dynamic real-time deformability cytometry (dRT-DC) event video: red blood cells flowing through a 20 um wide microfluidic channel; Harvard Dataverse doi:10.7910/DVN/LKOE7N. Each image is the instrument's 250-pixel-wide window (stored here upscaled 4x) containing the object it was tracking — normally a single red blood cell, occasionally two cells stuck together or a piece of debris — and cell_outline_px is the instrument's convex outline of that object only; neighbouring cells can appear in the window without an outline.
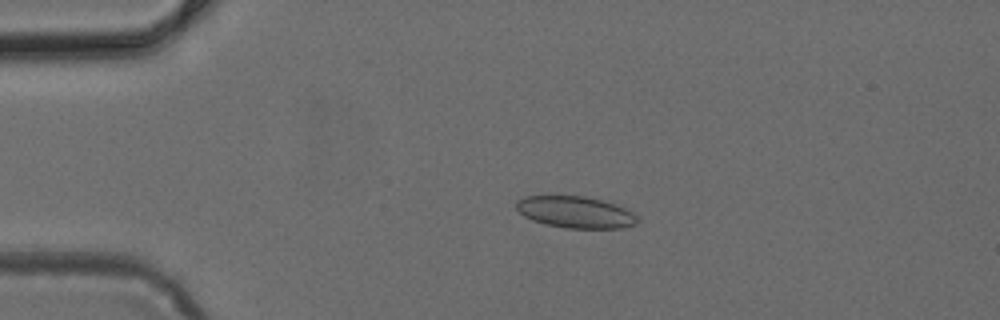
{"species": "common noctule bat (a hibernating species)", "species_latin": "Nyctalus noctula", "temperature_condition": "cold", "stored_images_in_passage": 40, "camera_frame_rate_fps": 3000, "um_per_image_px": 0.085, "animal": {"sex": "female", "body_mass_g": 24.6, "forearm_length_mm": 56.2}, "frame": {"image": 1, "passage_image": 2, "time_ms": 0.333, "image_size_px": [1000, 320], "cell_outline_px": [[636, 224], [624, 228], [564, 228], [544, 224], [532, 220], [524, 216], [516, 208], [516, 200], [524, 196], [584, 196], [604, 200], [616, 204], [632, 212], [636, 216]], "centroid_in_image_um": [48.89, 18.03], "position_along_channel_um": 36.1, "area_um2": 22.43}}
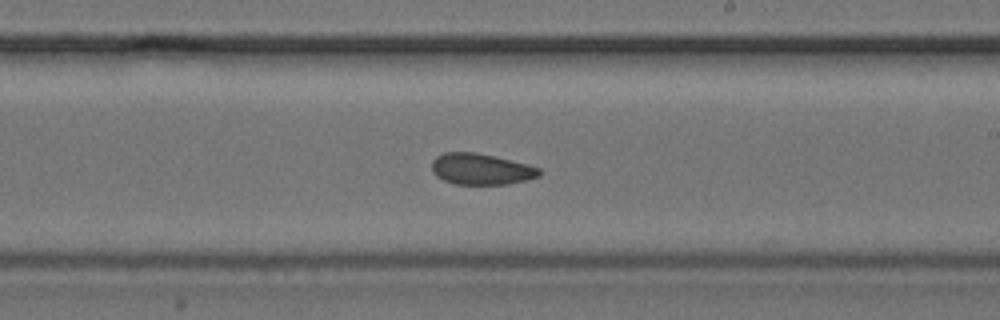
{"frame": {"image": 2, "passage_image": 20, "time_ms": 6.333, "image_size_px": [1000, 320], "cell_outline_px": [[544, 172], [540, 176], [508, 184], [456, 184], [444, 180], [436, 176], [432, 172], [432, 160], [436, 156], [444, 152], [476, 152], [528, 164], [540, 168]], "centroid_in_image_um": [40.9, 14.37], "position_along_channel_um": 248.1, "area_um2": 19.59}}
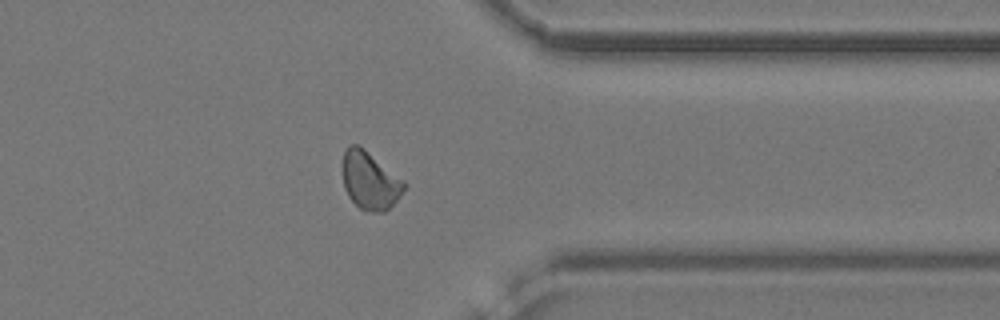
{"frame": {"image": 3, "passage_image": 30, "time_ms": 9.667, "image_size_px": [1000, 320], "cell_outline_px": [[408, 184], [396, 200], [384, 212], [372, 212], [360, 208], [348, 196], [344, 188], [344, 152], [348, 144], [360, 144], [404, 180]], "centroid_in_image_um": [31.46, 15.32], "position_along_channel_um": 379.9, "area_um2": 20.63}}